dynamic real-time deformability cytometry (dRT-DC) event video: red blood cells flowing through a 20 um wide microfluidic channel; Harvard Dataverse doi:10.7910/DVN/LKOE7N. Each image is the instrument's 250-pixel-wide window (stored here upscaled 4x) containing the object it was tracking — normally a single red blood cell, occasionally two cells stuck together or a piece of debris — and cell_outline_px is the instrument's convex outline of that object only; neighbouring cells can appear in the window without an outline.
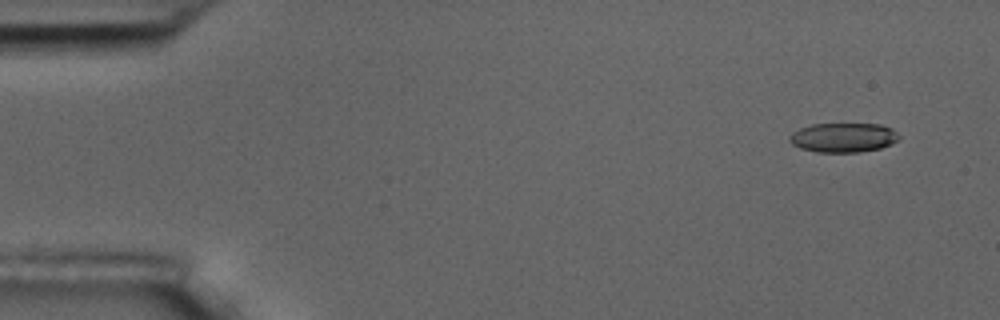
{"species": "common noctule bat (a hibernating species)", "species_latin": "Nyctalus noctula", "temperature_condition": "room temperature", "stored_images_in_passage": 6, "camera_frame_rate_fps": 3000, "um_per_image_px": 0.085, "animal": {"sex": "male", "body_mass_g": 17.5, "forearm_length_mm": 52.3}, "frame": {"image": 1, "passage_image": 2, "time_ms": 1.0, "image_size_px": [1000, 320], "cell_outline_px": [[900, 140], [892, 144], [880, 148], [856, 152], [816, 152], [800, 148], [792, 144], [788, 140], [788, 136], [792, 132], [800, 128], [812, 124], [880, 124], [892, 128], [900, 136]], "centroid_in_image_um": [71.68, 11.69], "position_along_channel_um": 13.3, "area_um2": 18.9}}
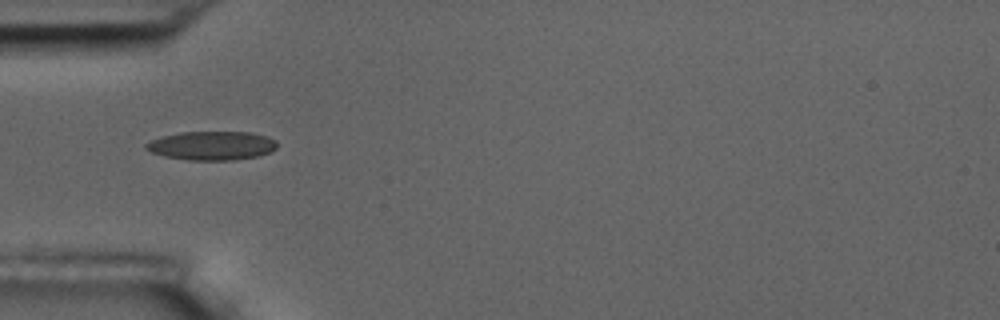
{"frame": {"image": 2, "passage_image": 6, "time_ms": 5.667, "image_size_px": [1000, 320], "cell_outline_px": [[276, 148], [272, 152], [256, 156], [232, 160], [188, 160], [164, 156], [152, 152], [144, 148], [144, 144], [160, 136], [180, 132], [252, 132], [268, 136], [276, 140]], "centroid_in_image_um": [18.0, 12.37], "position_along_channel_um": 67.0, "area_um2": 22.14}}